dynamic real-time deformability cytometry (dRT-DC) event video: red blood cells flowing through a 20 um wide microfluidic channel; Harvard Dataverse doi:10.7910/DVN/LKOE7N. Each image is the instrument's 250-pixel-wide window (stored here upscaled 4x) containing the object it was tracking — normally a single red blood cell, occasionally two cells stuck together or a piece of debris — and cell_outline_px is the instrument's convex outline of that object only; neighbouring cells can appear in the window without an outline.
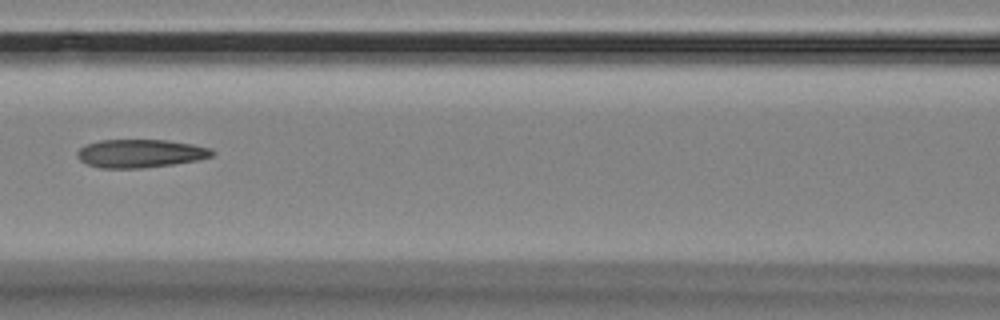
{"species": "Egyptian fruit bat (a non-hibernating species)", "species_latin": "Rousettus aegyptiacus", "temperature_condition": "room temperature", "stored_images_in_passage": 15, "camera_frame_rate_fps": 3000, "um_per_image_px": 0.085, "animal": {"sex": "female"}, "frame": {"image": 1, "passage_image": 7, "time_ms": 7.667, "image_size_px": [1000, 320], "cell_outline_px": [[216, 152], [212, 156], [196, 160], [172, 164], [140, 168], [100, 168], [88, 164], [80, 160], [76, 156], [76, 152], [84, 144], [100, 140], [168, 140], [192, 144], [212, 148]], "centroid_in_image_um": [11.91, 13.03], "position_along_channel_um": 154.7, "area_um2": 22.25}}
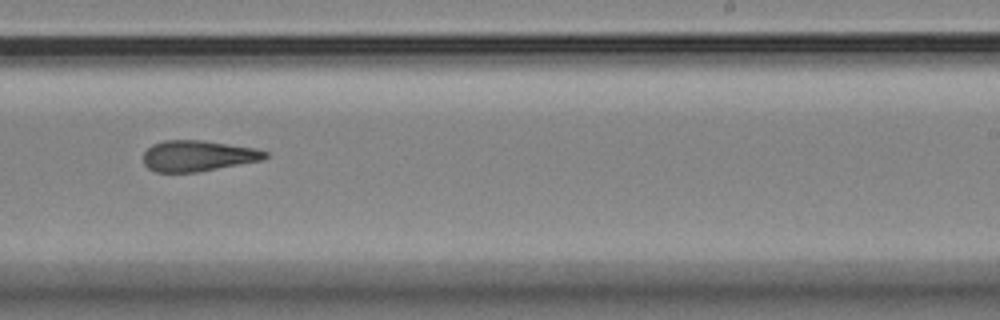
{"frame": {"image": 2, "passage_image": 10, "time_ms": 11.0, "image_size_px": [1000, 320], "cell_outline_px": [[268, 156], [260, 160], [196, 172], [156, 172], [148, 168], [144, 164], [144, 152], [152, 144], [164, 140], [204, 140], [256, 148], [268, 152]], "centroid_in_image_um": [16.8, 13.23], "position_along_channel_um": 272.2, "area_um2": 21.79}}
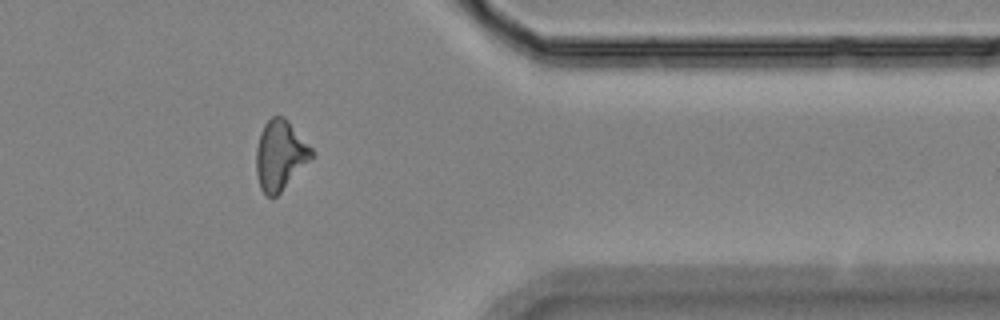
{"frame": {"image": 3, "passage_image": 13, "time_ms": 14.667, "image_size_px": [1000, 320], "cell_outline_px": [[316, 156], [276, 196], [268, 196], [260, 188], [256, 172], [256, 148], [260, 132], [264, 124], [272, 116], [284, 116], [288, 120], [312, 148]], "centroid_in_image_um": [23.83, 13.18], "position_along_channel_um": 387.6, "area_um2": 22.72}, "authors_computed_cell_mechanics": {"area_um2": 22.6576, "velocity_mm_per_s": 3.5427, "shape_relaxation_time_tau1_ms": null, "shape_relaxation_time_tau2_ms": 3.5599, "deformation_change_tau1": null, "deformation_change_tau2": 0.1174}}